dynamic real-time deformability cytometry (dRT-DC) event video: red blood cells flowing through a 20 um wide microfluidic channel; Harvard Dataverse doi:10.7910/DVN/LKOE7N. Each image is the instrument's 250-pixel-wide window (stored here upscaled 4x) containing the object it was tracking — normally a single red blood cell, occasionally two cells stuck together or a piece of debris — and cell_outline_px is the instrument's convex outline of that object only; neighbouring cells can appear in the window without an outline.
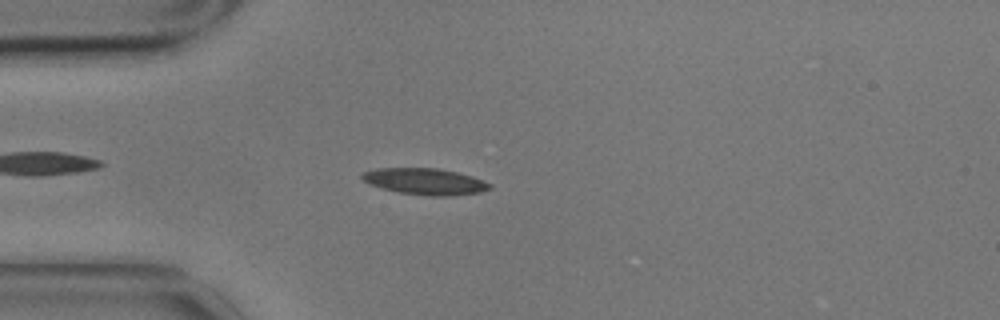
{"species": "common noctule bat (a hibernating species)", "species_latin": "Nyctalus noctula", "temperature_condition": "cold", "stored_images_in_passage": 50, "camera_frame_rate_fps": 3000, "um_per_image_px": 0.085, "animal": {"sex": "male", "body_mass_g": 17.9}, "frame": {"image": 1, "passage_image": 8, "time_ms": 2.333, "image_size_px": [1000, 320], "cell_outline_px": [[492, 188], [480, 192], [448, 196], [428, 196], [400, 192], [368, 184], [360, 176], [364, 172], [376, 168], [440, 168], [472, 176], [492, 184]], "centroid_in_image_um": [36.14, 15.42], "position_along_channel_um": 48.9, "area_um2": 19.54}}
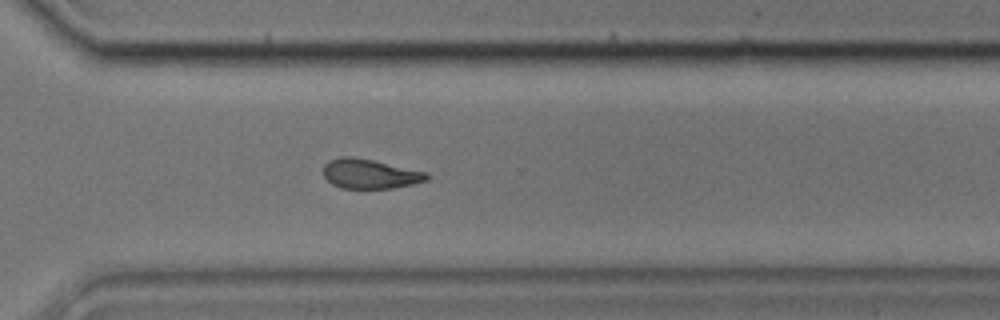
{"frame": {"image": 2, "passage_image": 34, "time_ms": 11.0, "image_size_px": [1000, 320], "cell_outline_px": [[428, 180], [412, 184], [392, 188], [340, 188], [332, 184], [324, 176], [324, 164], [328, 160], [340, 156], [352, 156], [372, 160], [428, 172]], "centroid_in_image_um": [31.42, 14.77], "position_along_channel_um": 339.2, "area_um2": 17.8}}
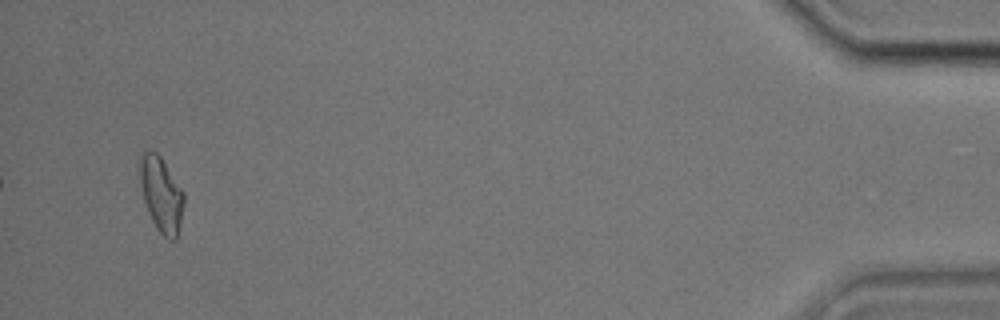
{"frame": {"image": 3, "passage_image": 48, "time_ms": 15.667, "image_size_px": [1000, 320], "cell_outline_px": [[184, 204], [176, 240], [168, 240], [156, 228], [148, 212], [144, 200], [140, 184], [140, 152], [148, 148], [156, 152], [160, 156], [184, 192]], "centroid_in_image_um": [13.7, 16.49], "position_along_channel_um": 421.5, "area_um2": 19.25}, "authors_computed_cell_mechanics": {"area_um2": 18.6983, "velocity_mm_per_s": 3.471, "shape_relaxation_time_tau1_ms": 5.2511, "shape_relaxation_time_tau2_ms": 6.5505, "deformation_change_tau1": 0.1463, "deformation_change_tau2": 0.1259}}